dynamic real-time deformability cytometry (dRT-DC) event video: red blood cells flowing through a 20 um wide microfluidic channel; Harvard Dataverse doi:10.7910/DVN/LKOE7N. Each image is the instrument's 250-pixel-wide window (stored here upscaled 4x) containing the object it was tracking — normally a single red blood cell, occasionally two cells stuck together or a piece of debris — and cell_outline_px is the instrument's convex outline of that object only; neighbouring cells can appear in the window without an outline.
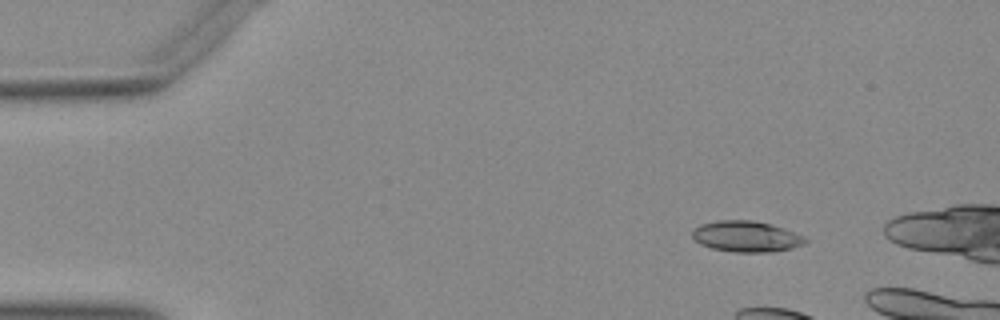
{"species": "Egyptian fruit bat (a non-hibernating species)", "species_latin": "Rousettus aegyptiacus", "temperature_condition": "warm", "stored_images_in_passage": 14, "camera_frame_rate_fps": 3000, "um_per_image_px": 0.085, "animal": {"sex": "female"}, "frame": {"image": 1, "passage_image": 7, "time_ms": 2.0, "image_size_px": [1000, 320], "cell_outline_px": [[808, 240], [804, 244], [792, 248], [776, 252], [736, 252], [712, 248], [700, 244], [692, 236], [692, 228], [700, 224], [716, 220], [752, 220], [772, 224], [784, 228], [804, 236]], "centroid_in_image_um": [63.44, 20.09], "position_along_channel_um": 21.6, "area_um2": 20.58}}